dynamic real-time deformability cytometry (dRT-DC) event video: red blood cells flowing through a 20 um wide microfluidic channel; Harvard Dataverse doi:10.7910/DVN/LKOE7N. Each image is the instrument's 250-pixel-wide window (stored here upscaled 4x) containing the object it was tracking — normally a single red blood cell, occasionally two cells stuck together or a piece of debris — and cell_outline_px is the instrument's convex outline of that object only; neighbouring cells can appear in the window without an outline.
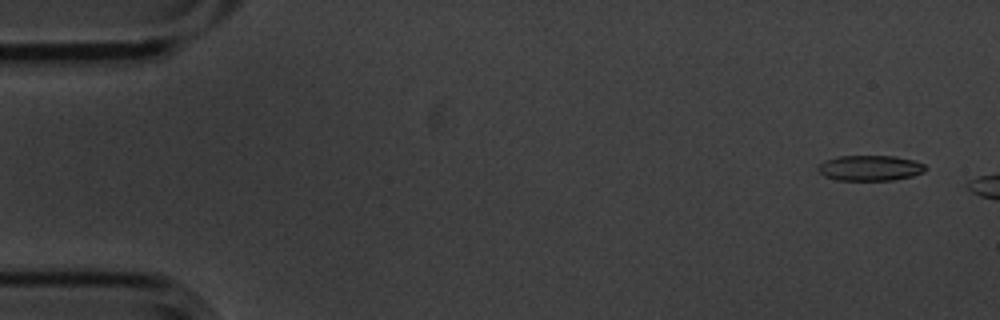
{"species": "common noctule bat (a hibernating species)", "species_latin": "Nyctalus noctula", "temperature_condition": "cold", "stored_images_in_passage": 2, "camera_frame_rate_fps": 3000, "um_per_image_px": 0.085, "animal": {"sex": "male", "body_mass_g": 20.1, "forearm_length_mm": 53.5}, "frame": {"image": 1, "passage_image": 1, "time_ms": 0.0, "image_size_px": [1000, 320], "cell_outline_px": [[928, 168], [924, 172], [912, 176], [892, 180], [836, 180], [824, 176], [816, 168], [824, 160], [840, 156], [896, 156], [912, 160], [924, 164]], "centroid_in_image_um": [73.95, 14.28], "position_along_channel_um": 11.0, "area_um2": 15.95}}